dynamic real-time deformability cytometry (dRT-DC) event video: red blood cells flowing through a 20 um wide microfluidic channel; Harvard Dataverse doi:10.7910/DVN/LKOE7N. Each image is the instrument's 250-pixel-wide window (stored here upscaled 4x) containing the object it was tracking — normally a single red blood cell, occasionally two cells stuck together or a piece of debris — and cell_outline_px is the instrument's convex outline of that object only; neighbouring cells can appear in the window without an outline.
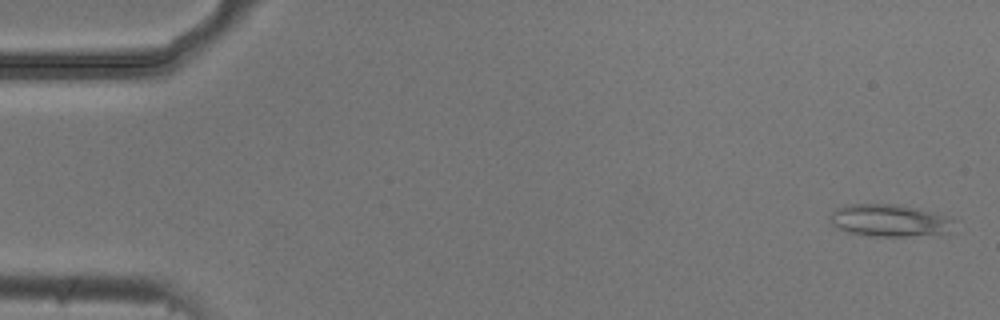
{"species": "common noctule bat (a hibernating species)", "species_latin": "Nyctalus noctula", "temperature_condition": "cold", "stored_images_in_passage": 2, "camera_frame_rate_fps": 3000, "um_per_image_px": 0.085, "animal": {"sex": "male", "body_mass_g": 20.5, "forearm_length_mm": 52.5}, "frame": {"image": 1, "passage_image": 1, "time_ms": 0.0, "image_size_px": [1000, 320], "cell_outline_px": [[952, 232], [908, 236], [868, 236], [848, 232], [832, 224], [832, 212], [836, 208], [848, 204], [896, 204], [916, 208], [948, 216], [952, 220]], "centroid_in_image_um": [75.61, 18.74], "position_along_channel_um": 9.4, "area_um2": 23.0}}